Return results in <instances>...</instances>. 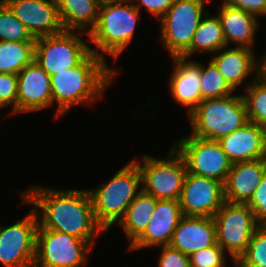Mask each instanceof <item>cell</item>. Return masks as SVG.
<instances>
[{
	"label": "cell",
	"instance_id": "cell-33",
	"mask_svg": "<svg viewBox=\"0 0 266 267\" xmlns=\"http://www.w3.org/2000/svg\"><path fill=\"white\" fill-rule=\"evenodd\" d=\"M246 204L253 211L256 223L262 226L266 222V173Z\"/></svg>",
	"mask_w": 266,
	"mask_h": 267
},
{
	"label": "cell",
	"instance_id": "cell-24",
	"mask_svg": "<svg viewBox=\"0 0 266 267\" xmlns=\"http://www.w3.org/2000/svg\"><path fill=\"white\" fill-rule=\"evenodd\" d=\"M157 199L143 190L129 205L123 218L117 223L124 229L130 245L144 232L151 220Z\"/></svg>",
	"mask_w": 266,
	"mask_h": 267
},
{
	"label": "cell",
	"instance_id": "cell-20",
	"mask_svg": "<svg viewBox=\"0 0 266 267\" xmlns=\"http://www.w3.org/2000/svg\"><path fill=\"white\" fill-rule=\"evenodd\" d=\"M266 173V158L233 163L224 186V199L232 203H247Z\"/></svg>",
	"mask_w": 266,
	"mask_h": 267
},
{
	"label": "cell",
	"instance_id": "cell-37",
	"mask_svg": "<svg viewBox=\"0 0 266 267\" xmlns=\"http://www.w3.org/2000/svg\"><path fill=\"white\" fill-rule=\"evenodd\" d=\"M258 62H259L258 76L266 80V53L264 54V56L262 55L260 58H258Z\"/></svg>",
	"mask_w": 266,
	"mask_h": 267
},
{
	"label": "cell",
	"instance_id": "cell-17",
	"mask_svg": "<svg viewBox=\"0 0 266 267\" xmlns=\"http://www.w3.org/2000/svg\"><path fill=\"white\" fill-rule=\"evenodd\" d=\"M217 141L232 164L266 158V130L256 123L248 122Z\"/></svg>",
	"mask_w": 266,
	"mask_h": 267
},
{
	"label": "cell",
	"instance_id": "cell-38",
	"mask_svg": "<svg viewBox=\"0 0 266 267\" xmlns=\"http://www.w3.org/2000/svg\"><path fill=\"white\" fill-rule=\"evenodd\" d=\"M262 226L266 229V222Z\"/></svg>",
	"mask_w": 266,
	"mask_h": 267
},
{
	"label": "cell",
	"instance_id": "cell-7",
	"mask_svg": "<svg viewBox=\"0 0 266 267\" xmlns=\"http://www.w3.org/2000/svg\"><path fill=\"white\" fill-rule=\"evenodd\" d=\"M217 244L227 252L233 262L245 252L250 240L259 227L254 213L246 203L224 201L213 216Z\"/></svg>",
	"mask_w": 266,
	"mask_h": 267
},
{
	"label": "cell",
	"instance_id": "cell-35",
	"mask_svg": "<svg viewBox=\"0 0 266 267\" xmlns=\"http://www.w3.org/2000/svg\"><path fill=\"white\" fill-rule=\"evenodd\" d=\"M222 2L256 17L266 16V0H224Z\"/></svg>",
	"mask_w": 266,
	"mask_h": 267
},
{
	"label": "cell",
	"instance_id": "cell-6",
	"mask_svg": "<svg viewBox=\"0 0 266 267\" xmlns=\"http://www.w3.org/2000/svg\"><path fill=\"white\" fill-rule=\"evenodd\" d=\"M134 161L141 171V189L145 193L158 200L179 201L187 168L183 157L173 146L166 159L144 154L142 164L136 159Z\"/></svg>",
	"mask_w": 266,
	"mask_h": 267
},
{
	"label": "cell",
	"instance_id": "cell-12",
	"mask_svg": "<svg viewBox=\"0 0 266 267\" xmlns=\"http://www.w3.org/2000/svg\"><path fill=\"white\" fill-rule=\"evenodd\" d=\"M38 219L32 208L23 219L0 226V262L4 267H33Z\"/></svg>",
	"mask_w": 266,
	"mask_h": 267
},
{
	"label": "cell",
	"instance_id": "cell-22",
	"mask_svg": "<svg viewBox=\"0 0 266 267\" xmlns=\"http://www.w3.org/2000/svg\"><path fill=\"white\" fill-rule=\"evenodd\" d=\"M221 21L226 47L235 43L237 47L253 49L255 33L258 29L256 16L223 2L217 15Z\"/></svg>",
	"mask_w": 266,
	"mask_h": 267
},
{
	"label": "cell",
	"instance_id": "cell-34",
	"mask_svg": "<svg viewBox=\"0 0 266 267\" xmlns=\"http://www.w3.org/2000/svg\"><path fill=\"white\" fill-rule=\"evenodd\" d=\"M158 267H190L189 255L170 245L161 247Z\"/></svg>",
	"mask_w": 266,
	"mask_h": 267
},
{
	"label": "cell",
	"instance_id": "cell-15",
	"mask_svg": "<svg viewBox=\"0 0 266 267\" xmlns=\"http://www.w3.org/2000/svg\"><path fill=\"white\" fill-rule=\"evenodd\" d=\"M17 113L40 111L53 105L51 77L34 60L18 74Z\"/></svg>",
	"mask_w": 266,
	"mask_h": 267
},
{
	"label": "cell",
	"instance_id": "cell-21",
	"mask_svg": "<svg viewBox=\"0 0 266 267\" xmlns=\"http://www.w3.org/2000/svg\"><path fill=\"white\" fill-rule=\"evenodd\" d=\"M210 60L215 64L225 81L235 91L240 84L259 71V62L253 50L244 47L221 48Z\"/></svg>",
	"mask_w": 266,
	"mask_h": 267
},
{
	"label": "cell",
	"instance_id": "cell-29",
	"mask_svg": "<svg viewBox=\"0 0 266 267\" xmlns=\"http://www.w3.org/2000/svg\"><path fill=\"white\" fill-rule=\"evenodd\" d=\"M0 41L35 42V38L2 0H0Z\"/></svg>",
	"mask_w": 266,
	"mask_h": 267
},
{
	"label": "cell",
	"instance_id": "cell-30",
	"mask_svg": "<svg viewBox=\"0 0 266 267\" xmlns=\"http://www.w3.org/2000/svg\"><path fill=\"white\" fill-rule=\"evenodd\" d=\"M237 267H266V229L259 226L245 252L234 262Z\"/></svg>",
	"mask_w": 266,
	"mask_h": 267
},
{
	"label": "cell",
	"instance_id": "cell-23",
	"mask_svg": "<svg viewBox=\"0 0 266 267\" xmlns=\"http://www.w3.org/2000/svg\"><path fill=\"white\" fill-rule=\"evenodd\" d=\"M102 0H56L58 16L65 31L89 33L95 28ZM84 30L86 32H84Z\"/></svg>",
	"mask_w": 266,
	"mask_h": 267
},
{
	"label": "cell",
	"instance_id": "cell-19",
	"mask_svg": "<svg viewBox=\"0 0 266 267\" xmlns=\"http://www.w3.org/2000/svg\"><path fill=\"white\" fill-rule=\"evenodd\" d=\"M172 59L175 67L170 76V92L177 103L188 107L189 115L202 101L200 63L187 61L188 58L182 56Z\"/></svg>",
	"mask_w": 266,
	"mask_h": 267
},
{
	"label": "cell",
	"instance_id": "cell-9",
	"mask_svg": "<svg viewBox=\"0 0 266 267\" xmlns=\"http://www.w3.org/2000/svg\"><path fill=\"white\" fill-rule=\"evenodd\" d=\"M76 31H65L56 35L35 38L34 61L49 76L79 65L90 53L86 41Z\"/></svg>",
	"mask_w": 266,
	"mask_h": 267
},
{
	"label": "cell",
	"instance_id": "cell-4",
	"mask_svg": "<svg viewBox=\"0 0 266 267\" xmlns=\"http://www.w3.org/2000/svg\"><path fill=\"white\" fill-rule=\"evenodd\" d=\"M140 184L141 171L132 160L96 190H88L96 221L105 232L123 218L129 205L142 191Z\"/></svg>",
	"mask_w": 266,
	"mask_h": 267
},
{
	"label": "cell",
	"instance_id": "cell-1",
	"mask_svg": "<svg viewBox=\"0 0 266 267\" xmlns=\"http://www.w3.org/2000/svg\"><path fill=\"white\" fill-rule=\"evenodd\" d=\"M21 196V204L34 206L38 228L72 235L87 241L92 247L95 236L105 233L96 221L88 190H57L34 186L22 191ZM38 208L43 211L41 216Z\"/></svg>",
	"mask_w": 266,
	"mask_h": 267
},
{
	"label": "cell",
	"instance_id": "cell-36",
	"mask_svg": "<svg viewBox=\"0 0 266 267\" xmlns=\"http://www.w3.org/2000/svg\"><path fill=\"white\" fill-rule=\"evenodd\" d=\"M132 2L135 0H131ZM137 1V0H136ZM175 0H138L134 6L140 11L142 6L160 20L168 9L173 5Z\"/></svg>",
	"mask_w": 266,
	"mask_h": 267
},
{
	"label": "cell",
	"instance_id": "cell-28",
	"mask_svg": "<svg viewBox=\"0 0 266 267\" xmlns=\"http://www.w3.org/2000/svg\"><path fill=\"white\" fill-rule=\"evenodd\" d=\"M208 66L200 64L201 83L200 90L202 100L222 98L230 96L234 90L225 81L215 64L209 60Z\"/></svg>",
	"mask_w": 266,
	"mask_h": 267
},
{
	"label": "cell",
	"instance_id": "cell-18",
	"mask_svg": "<svg viewBox=\"0 0 266 267\" xmlns=\"http://www.w3.org/2000/svg\"><path fill=\"white\" fill-rule=\"evenodd\" d=\"M216 244L217 235L213 217L183 216L169 245L190 255L195 251Z\"/></svg>",
	"mask_w": 266,
	"mask_h": 267
},
{
	"label": "cell",
	"instance_id": "cell-11",
	"mask_svg": "<svg viewBox=\"0 0 266 267\" xmlns=\"http://www.w3.org/2000/svg\"><path fill=\"white\" fill-rule=\"evenodd\" d=\"M93 247L85 240L58 231L37 229L33 267H81Z\"/></svg>",
	"mask_w": 266,
	"mask_h": 267
},
{
	"label": "cell",
	"instance_id": "cell-5",
	"mask_svg": "<svg viewBox=\"0 0 266 267\" xmlns=\"http://www.w3.org/2000/svg\"><path fill=\"white\" fill-rule=\"evenodd\" d=\"M188 118L191 135L208 140H219L249 122L242 95L202 100Z\"/></svg>",
	"mask_w": 266,
	"mask_h": 267
},
{
	"label": "cell",
	"instance_id": "cell-8",
	"mask_svg": "<svg viewBox=\"0 0 266 267\" xmlns=\"http://www.w3.org/2000/svg\"><path fill=\"white\" fill-rule=\"evenodd\" d=\"M210 0H175L161 21V41L172 57L182 56L190 47L194 32L207 13Z\"/></svg>",
	"mask_w": 266,
	"mask_h": 267
},
{
	"label": "cell",
	"instance_id": "cell-31",
	"mask_svg": "<svg viewBox=\"0 0 266 267\" xmlns=\"http://www.w3.org/2000/svg\"><path fill=\"white\" fill-rule=\"evenodd\" d=\"M225 255L218 244L195 251L189 255L190 267H226Z\"/></svg>",
	"mask_w": 266,
	"mask_h": 267
},
{
	"label": "cell",
	"instance_id": "cell-16",
	"mask_svg": "<svg viewBox=\"0 0 266 267\" xmlns=\"http://www.w3.org/2000/svg\"><path fill=\"white\" fill-rule=\"evenodd\" d=\"M183 217L178 200H158L144 232L129 246L128 250L161 247L171 243L173 233Z\"/></svg>",
	"mask_w": 266,
	"mask_h": 267
},
{
	"label": "cell",
	"instance_id": "cell-25",
	"mask_svg": "<svg viewBox=\"0 0 266 267\" xmlns=\"http://www.w3.org/2000/svg\"><path fill=\"white\" fill-rule=\"evenodd\" d=\"M223 47H226V42L221 21L218 16H210L207 12L194 32L189 49L182 57L189 58L199 51L217 53Z\"/></svg>",
	"mask_w": 266,
	"mask_h": 267
},
{
	"label": "cell",
	"instance_id": "cell-10",
	"mask_svg": "<svg viewBox=\"0 0 266 267\" xmlns=\"http://www.w3.org/2000/svg\"><path fill=\"white\" fill-rule=\"evenodd\" d=\"M176 142L173 147L183 157L187 173L225 183L232 162L217 140L191 135Z\"/></svg>",
	"mask_w": 266,
	"mask_h": 267
},
{
	"label": "cell",
	"instance_id": "cell-3",
	"mask_svg": "<svg viewBox=\"0 0 266 267\" xmlns=\"http://www.w3.org/2000/svg\"><path fill=\"white\" fill-rule=\"evenodd\" d=\"M133 3L131 0L101 1L97 24L88 35V41L98 47H90L91 52L103 59L104 54L116 59L125 50L133 38L140 15Z\"/></svg>",
	"mask_w": 266,
	"mask_h": 267
},
{
	"label": "cell",
	"instance_id": "cell-32",
	"mask_svg": "<svg viewBox=\"0 0 266 267\" xmlns=\"http://www.w3.org/2000/svg\"><path fill=\"white\" fill-rule=\"evenodd\" d=\"M17 84L16 74L0 73V108L12 105L10 114H17Z\"/></svg>",
	"mask_w": 266,
	"mask_h": 267
},
{
	"label": "cell",
	"instance_id": "cell-27",
	"mask_svg": "<svg viewBox=\"0 0 266 267\" xmlns=\"http://www.w3.org/2000/svg\"><path fill=\"white\" fill-rule=\"evenodd\" d=\"M251 84L246 86L243 99L247 108L248 121L256 123L266 130V80L254 74Z\"/></svg>",
	"mask_w": 266,
	"mask_h": 267
},
{
	"label": "cell",
	"instance_id": "cell-14",
	"mask_svg": "<svg viewBox=\"0 0 266 267\" xmlns=\"http://www.w3.org/2000/svg\"><path fill=\"white\" fill-rule=\"evenodd\" d=\"M34 38L63 31L56 0H2Z\"/></svg>",
	"mask_w": 266,
	"mask_h": 267
},
{
	"label": "cell",
	"instance_id": "cell-2",
	"mask_svg": "<svg viewBox=\"0 0 266 267\" xmlns=\"http://www.w3.org/2000/svg\"><path fill=\"white\" fill-rule=\"evenodd\" d=\"M116 74L105 59L91 52L79 65L50 76L53 104H58L56 116L66 113L73 105H91L102 98Z\"/></svg>",
	"mask_w": 266,
	"mask_h": 267
},
{
	"label": "cell",
	"instance_id": "cell-13",
	"mask_svg": "<svg viewBox=\"0 0 266 267\" xmlns=\"http://www.w3.org/2000/svg\"><path fill=\"white\" fill-rule=\"evenodd\" d=\"M224 201L222 182L186 173L179 199L183 216L213 217Z\"/></svg>",
	"mask_w": 266,
	"mask_h": 267
},
{
	"label": "cell",
	"instance_id": "cell-26",
	"mask_svg": "<svg viewBox=\"0 0 266 267\" xmlns=\"http://www.w3.org/2000/svg\"><path fill=\"white\" fill-rule=\"evenodd\" d=\"M35 42L0 41V73L18 74L34 60Z\"/></svg>",
	"mask_w": 266,
	"mask_h": 267
}]
</instances>
